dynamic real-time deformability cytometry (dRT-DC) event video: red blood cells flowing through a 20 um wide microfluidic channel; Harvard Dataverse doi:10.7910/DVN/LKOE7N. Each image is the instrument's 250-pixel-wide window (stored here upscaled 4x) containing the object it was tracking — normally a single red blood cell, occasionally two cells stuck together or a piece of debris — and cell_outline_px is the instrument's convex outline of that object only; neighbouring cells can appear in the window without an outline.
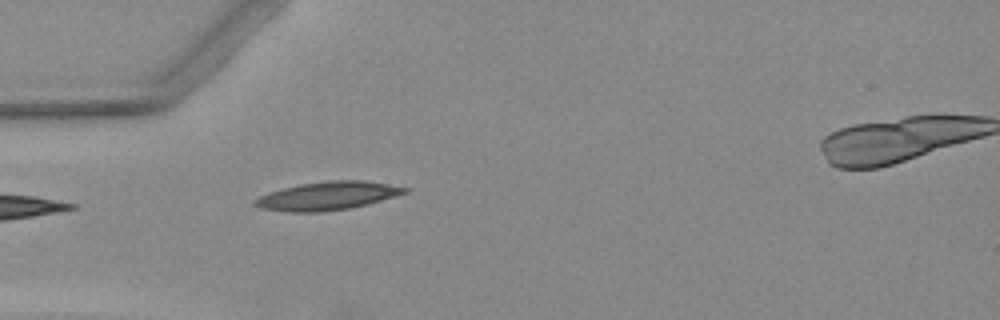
{"species": "Egyptian fruit bat (a non-hibernating species)", "species_latin": "Rousettus aegyptiacus", "temperature_condition": "warm", "stored_images_in_passage": 3, "camera_frame_rate_fps": 3000, "um_per_image_px": 0.085, "animal": {"sex": "female"}, "frame": {"image": 1, "passage_image": 2, "time_ms": 1.333, "image_size_px": [1000, 320], "cell_outline_px": [[408, 192], [368, 204], [352, 208], [320, 212], [288, 212], [260, 208], [252, 204], [252, 200], [268, 192], [300, 184], [328, 180], [364, 180], [408, 188]], "centroid_in_image_um": [27.8, 16.65], "position_along_channel_um": 57.2, "area_um2": 24.74}}